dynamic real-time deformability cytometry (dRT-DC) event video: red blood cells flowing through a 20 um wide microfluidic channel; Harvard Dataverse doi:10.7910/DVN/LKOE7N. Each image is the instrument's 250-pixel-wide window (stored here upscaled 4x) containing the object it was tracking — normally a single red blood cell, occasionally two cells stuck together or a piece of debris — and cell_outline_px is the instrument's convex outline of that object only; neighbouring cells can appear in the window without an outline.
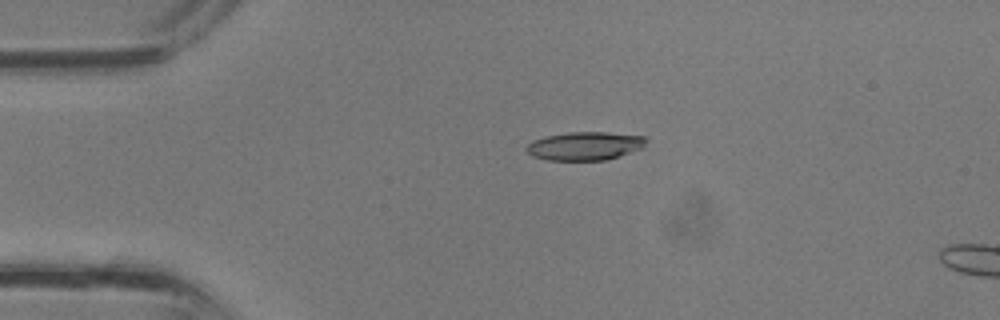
{"species": "common noctule bat (a hibernating species)", "species_latin": "Nyctalus noctula", "temperature_condition": "room temperature", "stored_images_in_passage": 11, "camera_frame_rate_fps": 3000, "um_per_image_px": 0.085, "animal": {"sex": "male", "body_mass_g": 13.3}, "frame": {"image": 1, "passage_image": 8, "time_ms": 2.333, "image_size_px": [1000, 320], "cell_outline_px": [[648, 140], [644, 148], [620, 156], [604, 160], [548, 160], [532, 156], [524, 148], [532, 140], [544, 136], [568, 132], [604, 132], [644, 136]], "centroid_in_image_um": [49.72, 12.4], "position_along_channel_um": 35.3, "area_um2": 20.0}}